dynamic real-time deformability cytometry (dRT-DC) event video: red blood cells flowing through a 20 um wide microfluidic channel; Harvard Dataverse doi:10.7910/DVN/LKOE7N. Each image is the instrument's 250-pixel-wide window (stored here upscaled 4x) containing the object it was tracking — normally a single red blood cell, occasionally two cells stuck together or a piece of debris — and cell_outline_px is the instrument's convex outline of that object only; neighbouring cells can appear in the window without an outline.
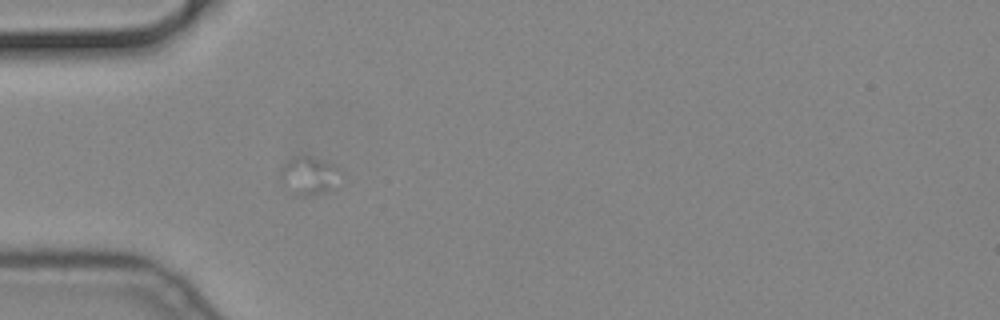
{"species": "common noctule bat (a hibernating species)", "species_latin": "Nyctalus noctula", "temperature_condition": "cold", "stored_images_in_passage": 16, "camera_frame_rate_fps": 3000, "um_per_image_px": 0.085, "animal": {"sex": "male", "body_mass_g": 19.2, "forearm_length_mm": 51.8}, "frame": {"image": 1, "passage_image": 1, "time_ms": 0.0, "image_size_px": [1000, 320], "cell_outline_px": [[336, 168], [328, 188], [324, 192], [304, 196], [300, 196], [292, 192], [280, 176], [280, 168], [292, 156], [308, 156], [324, 160]], "centroid_in_image_um": [26.1, 14.88], "position_along_channel_um": 58.9, "area_um2": 12.08}}
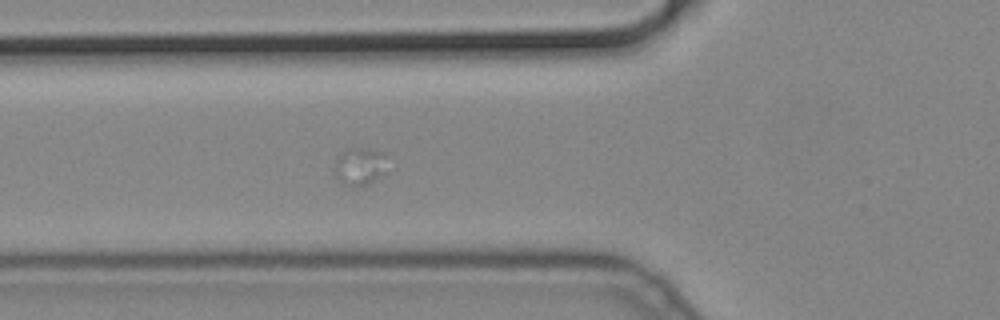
{"frame": {"image": 2, "passage_image": 5, "time_ms": 1.333, "image_size_px": [1000, 320], "cell_outline_px": [[388, 172], [376, 180], [368, 184], [356, 188], [352, 188], [336, 172], [336, 160], [348, 148], [368, 148], [384, 152]], "centroid_in_image_um": [30.71, 14.13], "position_along_channel_um": 95.1, "area_um2": 11.39}}
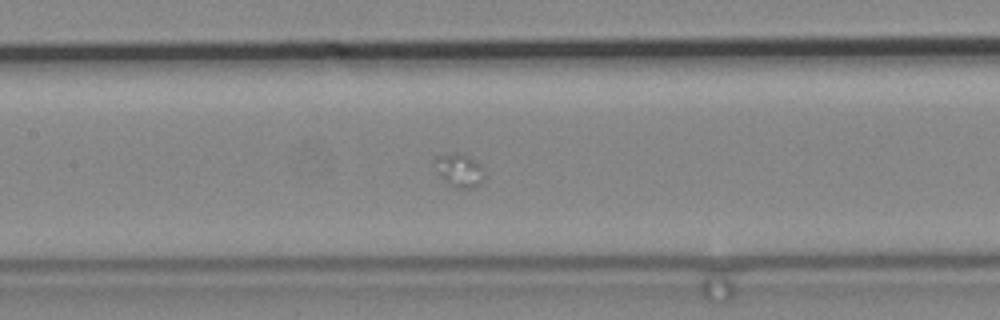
{"frame": {"image": 3, "passage_image": 12, "time_ms": 3.667, "image_size_px": [1000, 320], "cell_outline_px": [[484, 176], [480, 184], [476, 188], [456, 188], [448, 184], [440, 176], [432, 164], [432, 156], [452, 152], [460, 152], [468, 156], [480, 164]], "centroid_in_image_um": [38.97, 14.44], "position_along_channel_um": 168.4, "area_um2": 10.0}}